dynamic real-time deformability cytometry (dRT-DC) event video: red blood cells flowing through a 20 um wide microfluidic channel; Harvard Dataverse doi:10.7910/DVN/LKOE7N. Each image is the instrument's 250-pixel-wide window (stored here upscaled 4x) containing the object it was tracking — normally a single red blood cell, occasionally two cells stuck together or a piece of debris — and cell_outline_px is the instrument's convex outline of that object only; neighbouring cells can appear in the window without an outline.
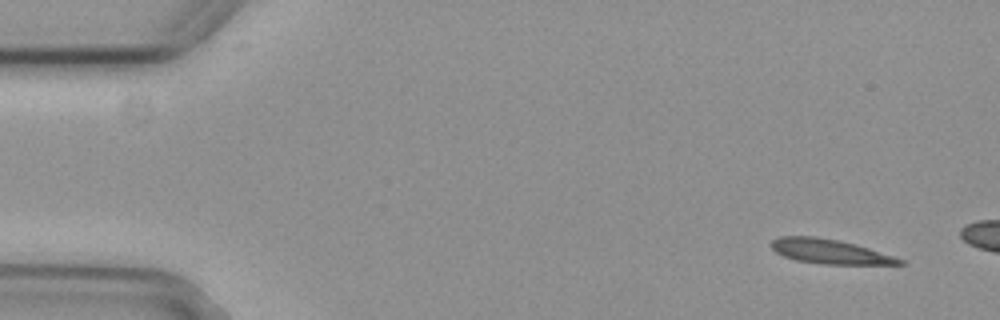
{"species": "common noctule bat (a hibernating species)", "species_latin": "Nyctalus noctula", "temperature_condition": "cold", "stored_images_in_passage": 3, "camera_frame_rate_fps": 3000, "um_per_image_px": 0.085, "animal": {"sex": "female", "body_mass_g": 29.2, "forearm_length_mm": 56.3}, "frame": {"image": 1, "passage_image": 1, "time_ms": 0.0, "image_size_px": [1000, 320], "cell_outline_px": [[904, 264], [824, 264], [796, 260], [784, 256], [776, 252], [772, 248], [772, 240], [780, 236], [816, 236], [840, 240], [856, 244], [904, 260]], "centroid_in_image_um": [70.5, 21.36], "position_along_channel_um": 14.5, "area_um2": 18.09}}